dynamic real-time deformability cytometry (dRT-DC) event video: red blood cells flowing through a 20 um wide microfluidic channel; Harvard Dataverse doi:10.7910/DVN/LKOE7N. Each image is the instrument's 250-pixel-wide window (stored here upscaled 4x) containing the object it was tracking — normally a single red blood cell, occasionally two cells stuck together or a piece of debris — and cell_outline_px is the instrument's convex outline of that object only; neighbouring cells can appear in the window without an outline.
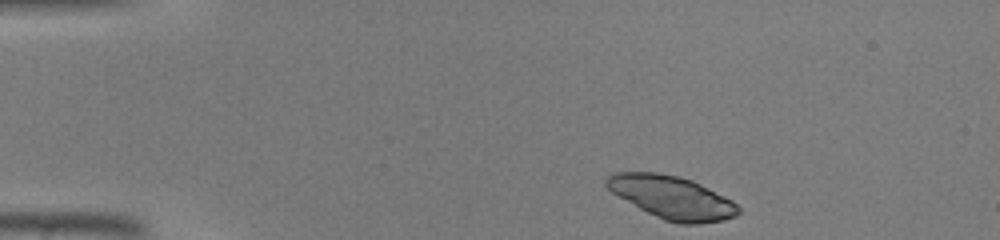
{"species": "common noctule bat (a hibernating species)", "species_latin": "Nyctalus noctula", "temperature_condition": "warm", "stored_images_in_passage": 38, "camera_frame_rate_fps": 3000, "um_per_image_px": 0.085, "animal": {"sex": "male", "body_mass_g": 19.0, "forearm_length_mm": 50.8}, "frame": {"image": 1, "passage_image": 1, "time_ms": 0.0, "image_size_px": [1000, 240], "cell_outline_px": [[740, 212], [736, 216], [724, 220], [700, 224], [680, 224], [664, 220], [640, 208], [612, 192], [604, 184], [604, 180], [612, 172], [656, 172], [680, 176], [692, 180], [732, 200], [740, 208]], "centroid_in_image_um": [57.12, 16.77], "position_along_channel_um": 27.9, "area_um2": 32.89}}